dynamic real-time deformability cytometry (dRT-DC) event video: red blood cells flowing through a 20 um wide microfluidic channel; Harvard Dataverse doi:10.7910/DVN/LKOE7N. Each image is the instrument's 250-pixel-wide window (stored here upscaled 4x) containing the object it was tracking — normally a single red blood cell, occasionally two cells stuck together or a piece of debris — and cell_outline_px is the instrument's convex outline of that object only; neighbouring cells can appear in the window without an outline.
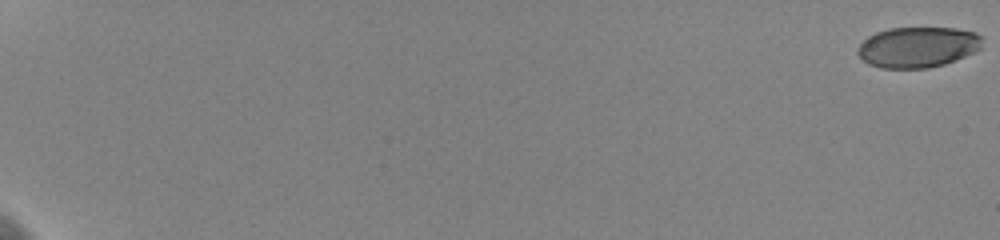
{"species": "human", "species_latin": "Homo sapiens", "temperature_condition": "cold", "stored_images_in_passage": 60, "camera_frame_rate_fps": 3000, "um_per_image_px": 0.085, "donor": {"sex": "female"}, "frame": {"image": 1, "passage_image": 1, "time_ms": 0.0, "image_size_px": [1000, 240], "cell_outline_px": [[984, 36], [980, 48], [964, 56], [944, 64], [928, 68], [880, 68], [868, 64], [856, 52], [860, 44], [868, 36], [876, 32], [888, 28], [956, 28], [976, 32]], "centroid_in_image_um": [78.01, 4.0], "position_along_channel_um": 7.0, "area_um2": 29.54}}
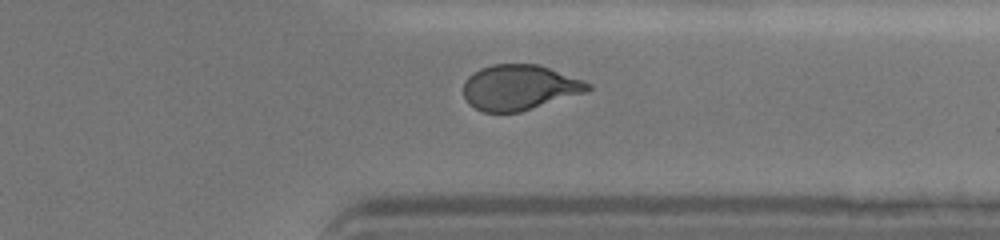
{"frame": {"image": 2, "passage_image": 50, "time_ms": 16.333, "image_size_px": [1000, 240], "cell_outline_px": [[592, 88], [588, 92], [520, 112], [484, 112], [468, 104], [464, 96], [464, 80], [472, 72], [480, 68], [492, 64], [540, 64], [584, 80], [592, 84]], "centroid_in_image_um": [44.17, 7.42], "position_along_channel_um": 367.2, "area_um2": 33.23}}
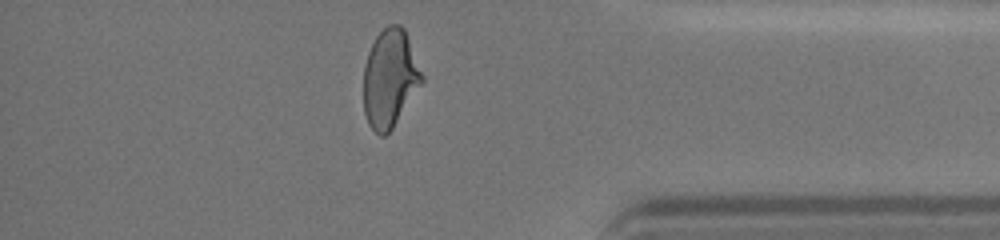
{"frame": {"image": 3, "passage_image": 54, "time_ms": 17.667, "image_size_px": [1000, 240], "cell_outline_px": [[424, 80], [392, 128], [384, 136], [380, 136], [368, 124], [364, 112], [364, 64], [368, 52], [376, 36], [388, 24], [400, 24], [404, 28], [424, 76]], "centroid_in_image_um": [33.14, 6.64], "position_along_channel_um": 402.1, "area_um2": 33.12}, "authors_computed_cell_mechanics": {"area_um2": 33.0905, "velocity_mm_per_s": 3.6436, "shape_relaxation_time_tau1_ms": 4.0017, "shape_relaxation_time_tau2_ms": 1.105, "deformation_change_tau1": 0.1453, "deformation_change_tau2": 0.0685}}